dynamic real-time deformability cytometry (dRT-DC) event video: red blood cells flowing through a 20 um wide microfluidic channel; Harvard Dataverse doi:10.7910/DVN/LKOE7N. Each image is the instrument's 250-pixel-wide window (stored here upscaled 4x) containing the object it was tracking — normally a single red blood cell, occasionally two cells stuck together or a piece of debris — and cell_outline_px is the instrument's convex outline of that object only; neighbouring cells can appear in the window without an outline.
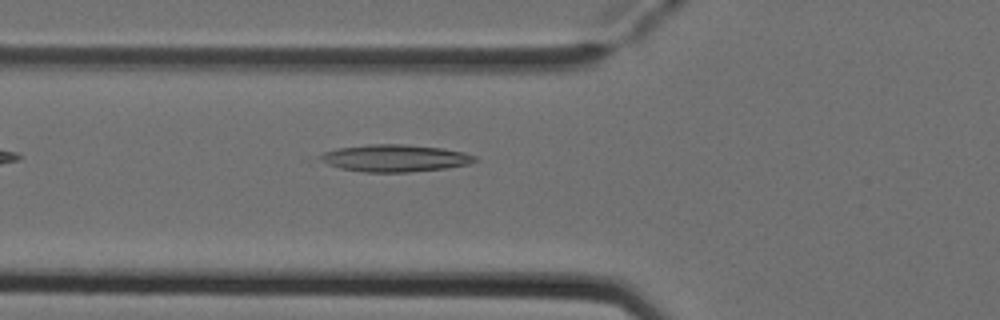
{"species": "Egyptian fruit bat (a non-hibernating species)", "species_latin": "Rousettus aegyptiacus", "temperature_condition": "cold", "stored_images_in_passage": 2, "camera_frame_rate_fps": 3000, "um_per_image_px": 0.085, "animal": {"sex": "female"}, "frame": {"image": 1, "passage_image": 2, "time_ms": 0.333, "image_size_px": [1000, 320], "cell_outline_px": [[480, 160], [468, 164], [448, 168], [408, 172], [364, 172], [340, 168], [328, 164], [320, 156], [324, 152], [336, 148], [368, 144], [400, 144], [440, 148], [464, 152], [476, 156]], "centroid_in_image_um": [33.62, 13.44], "position_along_channel_um": 92.2, "area_um2": 24.33}}